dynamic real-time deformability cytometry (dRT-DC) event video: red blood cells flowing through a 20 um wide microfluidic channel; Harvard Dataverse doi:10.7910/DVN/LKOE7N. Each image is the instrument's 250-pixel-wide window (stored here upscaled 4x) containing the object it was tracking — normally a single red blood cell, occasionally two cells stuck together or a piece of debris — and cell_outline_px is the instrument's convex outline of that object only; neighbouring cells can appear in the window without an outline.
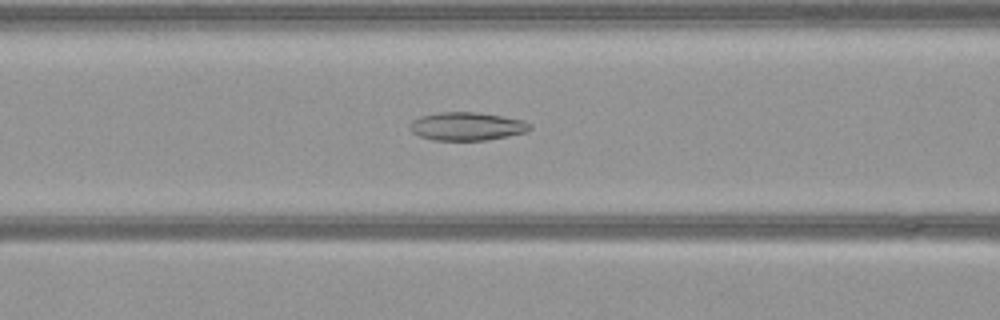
{"species": "common noctule bat (a hibernating species)", "species_latin": "Nyctalus noctula", "temperature_condition": "warm", "stored_images_in_passage": 53, "camera_frame_rate_fps": 3000, "um_per_image_px": 0.085, "animal": {"sex": "female", "body_mass_g": 21.9}, "frame": {"image": 1, "passage_image": 21, "time_ms": 6.667, "image_size_px": [1000, 320], "cell_outline_px": [[532, 128], [528, 132], [488, 140], [432, 140], [420, 136], [412, 132], [408, 128], [412, 120], [420, 116], [440, 112], [480, 112], [524, 120], [532, 124]], "centroid_in_image_um": [39.71, 10.73], "position_along_channel_um": 126.9, "area_um2": 20.0}}
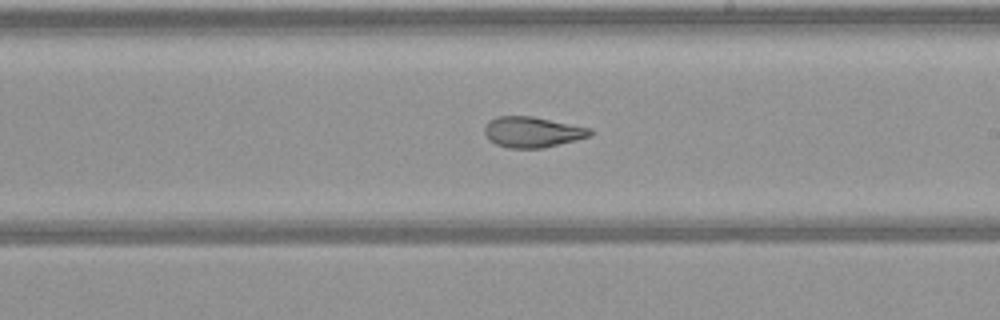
{"frame": {"image": 2, "passage_image": 30, "time_ms": 9.667, "image_size_px": [1000, 320], "cell_outline_px": [[592, 136], [544, 148], [508, 148], [496, 144], [488, 140], [484, 132], [484, 128], [488, 120], [496, 116], [532, 116], [592, 128]], "centroid_in_image_um": [45.24, 11.22], "position_along_channel_um": 243.8, "area_um2": 19.07}}
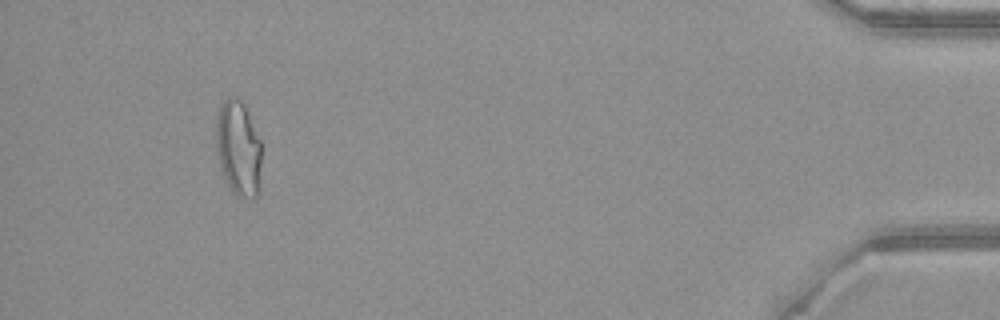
{"frame": {"image": 3, "passage_image": 49, "time_ms": 16.0, "image_size_px": [1000, 320], "cell_outline_px": [[260, 192], [252, 200], [236, 196], [232, 192], [220, 168], [216, 152], [216, 116], [220, 104], [228, 96], [236, 96], [244, 104], [260, 140]], "centroid_in_image_um": [20.25, 12.62], "position_along_channel_um": 415.0, "area_um2": 25.66}}